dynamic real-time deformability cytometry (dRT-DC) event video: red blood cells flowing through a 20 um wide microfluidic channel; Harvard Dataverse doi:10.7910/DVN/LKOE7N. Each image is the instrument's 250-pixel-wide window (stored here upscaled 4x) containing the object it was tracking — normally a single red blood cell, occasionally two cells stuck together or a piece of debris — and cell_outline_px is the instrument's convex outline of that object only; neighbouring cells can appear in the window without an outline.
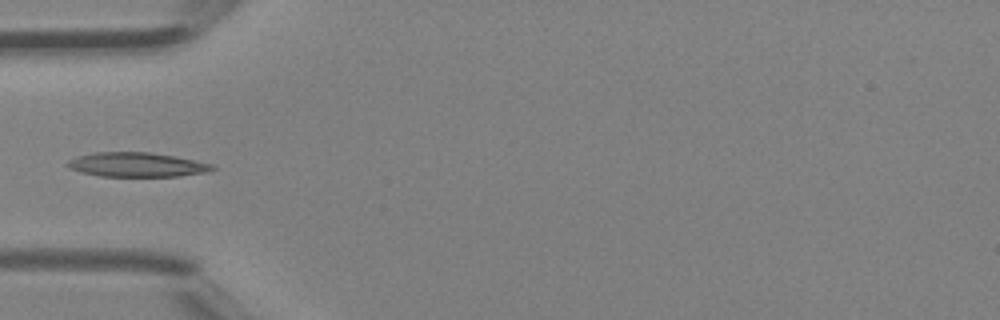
{"species": "Egyptian fruit bat (a non-hibernating species)", "species_latin": "Rousettus aegyptiacus", "temperature_condition": "room temperature", "stored_images_in_passage": 4, "camera_frame_rate_fps": 3000, "um_per_image_px": 0.085, "animal": {"sex": "female"}, "frame": {"image": 1, "passage_image": 4, "time_ms": 1.0, "image_size_px": [1000, 320], "cell_outline_px": [[216, 168], [204, 172], [180, 176], [100, 176], [68, 168], [64, 164], [68, 160], [76, 156], [92, 152], [148, 152], [172, 156], [212, 164]], "centroid_in_image_um": [11.54, 13.99], "position_along_channel_um": 73.5, "area_um2": 20.35}}